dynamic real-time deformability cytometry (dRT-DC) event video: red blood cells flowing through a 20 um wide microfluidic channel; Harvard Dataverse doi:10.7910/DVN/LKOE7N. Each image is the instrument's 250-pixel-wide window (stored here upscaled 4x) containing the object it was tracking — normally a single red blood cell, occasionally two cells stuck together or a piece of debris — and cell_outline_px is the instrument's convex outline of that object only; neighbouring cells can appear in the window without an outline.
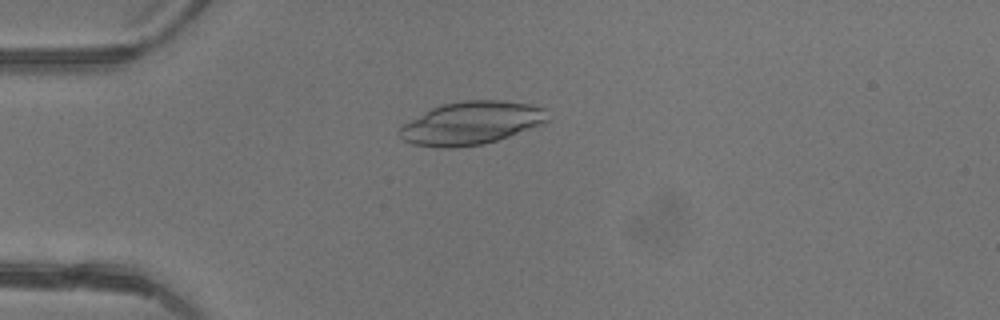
{"species": "common noctule bat (a hibernating species)", "species_latin": "Nyctalus noctula", "temperature_condition": "warm", "stored_images_in_passage": 41, "camera_frame_rate_fps": 3000, "um_per_image_px": 0.085, "animal": {"sex": "female"}, "frame": {"image": 1, "passage_image": 7, "time_ms": 2.0, "image_size_px": [1000, 320], "cell_outline_px": [[548, 120], [544, 124], [484, 144], [452, 148], [448, 148], [412, 144], [404, 140], [396, 132], [404, 124], [424, 112], [432, 108], [444, 104], [464, 100], [500, 100], [528, 104], [544, 108]], "centroid_in_image_um": [40.05, 10.46], "position_along_channel_um": 45.0, "area_um2": 36.76}}
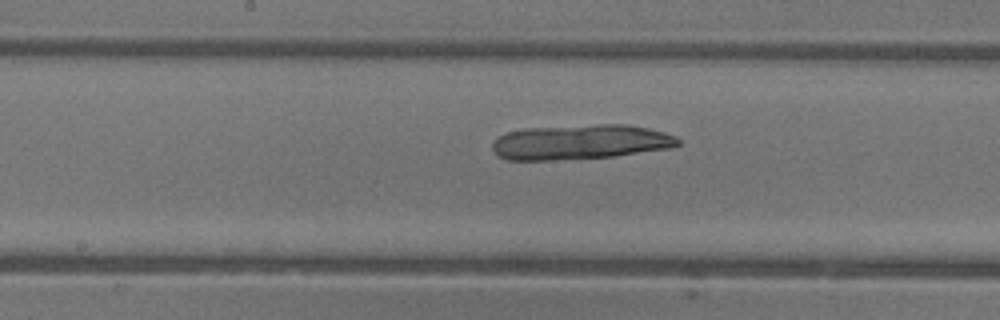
{"frame": {"image": 2, "passage_image": 19, "time_ms": 6.0, "image_size_px": [1000, 320], "cell_outline_px": [[680, 144], [672, 148], [612, 156], [548, 160], [508, 160], [496, 156], [492, 148], [492, 144], [500, 136], [508, 132], [528, 128], [600, 124], [628, 124], [648, 128], [664, 132], [676, 136], [680, 140]], "centroid_in_image_um": [49.35, 12.07], "position_along_channel_um": 198.8, "area_um2": 37.63}}
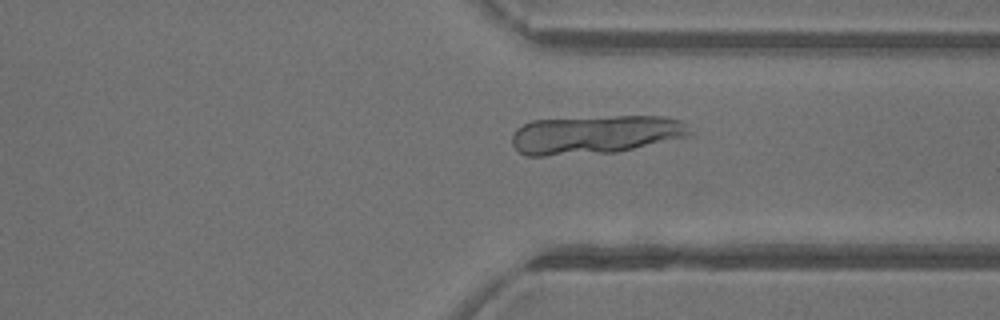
{"frame": {"image": 3, "passage_image": 30, "time_ms": 9.667, "image_size_px": [1000, 320], "cell_outline_px": [[696, 132], [692, 136], [616, 152], [544, 156], [524, 156], [512, 144], [512, 136], [516, 128], [532, 120], [616, 116], [664, 116], [680, 120]], "centroid_in_image_um": [50.65, 11.44], "position_along_channel_um": 360.8, "area_um2": 40.4}}